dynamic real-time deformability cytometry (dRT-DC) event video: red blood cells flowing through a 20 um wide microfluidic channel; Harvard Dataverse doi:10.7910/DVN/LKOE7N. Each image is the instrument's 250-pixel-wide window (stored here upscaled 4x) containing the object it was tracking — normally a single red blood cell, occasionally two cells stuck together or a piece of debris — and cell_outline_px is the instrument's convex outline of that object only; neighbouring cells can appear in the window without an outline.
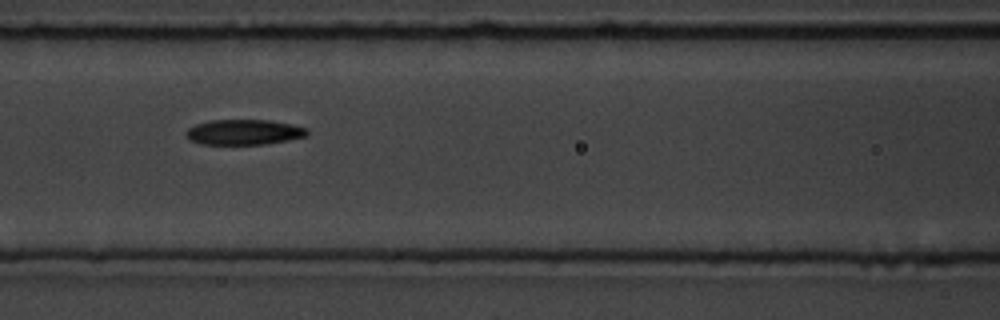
{"species": "common noctule bat (a hibernating species)", "species_latin": "Nyctalus noctula", "temperature_condition": "room temperature", "stored_images_in_passage": 15, "camera_frame_rate_fps": 3000, "um_per_image_px": 0.085, "animal": {"sex": "male", "body_mass_g": 19.5, "forearm_length_mm": 54.6}, "frame": {"image": 1, "passage_image": 7, "time_ms": 7.667, "image_size_px": [1000, 320], "cell_outline_px": [[308, 136], [268, 144], [200, 144], [188, 140], [188, 128], [196, 124], [208, 120], [268, 120], [292, 124], [308, 128]], "centroid_in_image_um": [20.77, 11.23], "position_along_channel_um": 145.8, "area_um2": 17.92}}
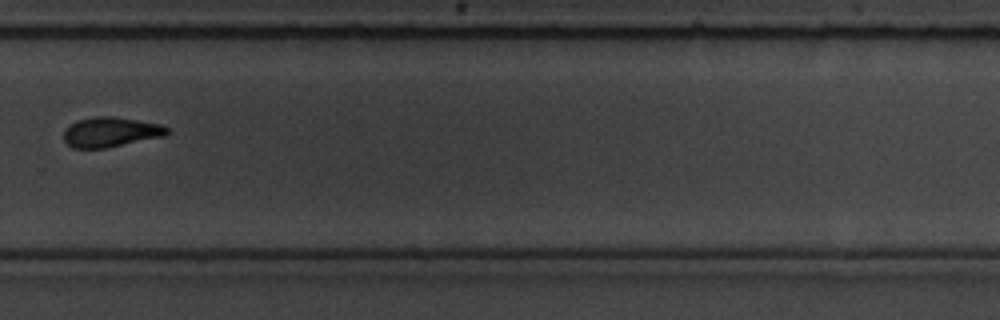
{"frame": {"image": 2, "passage_image": 11, "time_ms": 12.333, "image_size_px": [1000, 320], "cell_outline_px": [[168, 132], [164, 136], [104, 148], [72, 148], [64, 140], [64, 128], [76, 120], [92, 116], [112, 116], [164, 124], [168, 128]], "centroid_in_image_um": [9.38, 11.2], "position_along_channel_um": 320.4, "area_um2": 18.09}}
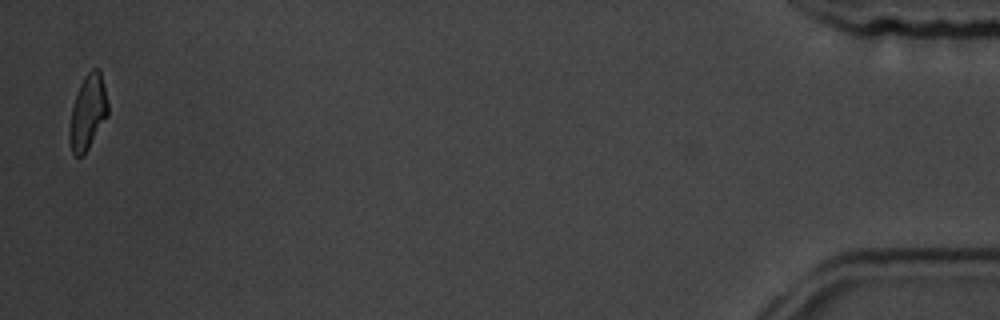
{"frame": {"image": 3, "passage_image": 15, "time_ms": 17.667, "image_size_px": [1000, 320], "cell_outline_px": [[108, 116], [88, 148], [80, 156], [76, 156], [72, 152], [68, 136], [68, 128], [72, 108], [76, 92], [84, 76], [92, 68], [100, 68], [104, 84], [108, 104]], "centroid_in_image_um": [7.46, 9.5], "position_along_channel_um": 427.7, "area_um2": 16.82}, "authors_computed_cell_mechanics": {"area_um2": 18.207, "velocity_mm_per_s": 3.7411, "shape_relaxation_time_tau1_ms": 4.7483, "shape_relaxation_time_tau2_ms": 7.7057, "deformation_change_tau1": 0.1966, "deformation_change_tau2": 0.1591}}